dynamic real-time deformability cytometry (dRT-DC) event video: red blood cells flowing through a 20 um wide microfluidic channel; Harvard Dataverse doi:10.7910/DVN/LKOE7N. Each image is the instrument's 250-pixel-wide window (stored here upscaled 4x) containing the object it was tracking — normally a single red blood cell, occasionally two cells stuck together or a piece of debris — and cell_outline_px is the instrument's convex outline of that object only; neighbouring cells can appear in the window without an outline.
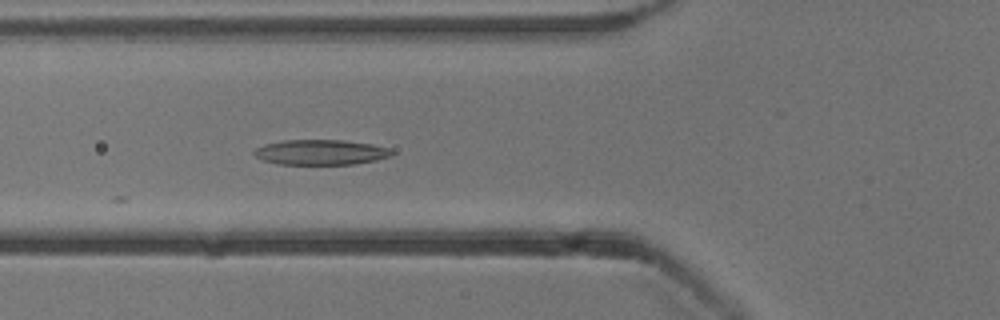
{"species": "common noctule bat (a hibernating species)", "species_latin": "Nyctalus noctula", "temperature_condition": "cold", "stored_images_in_passage": 17, "camera_frame_rate_fps": 3000, "um_per_image_px": 0.085, "animal": {"sex": "male", "body_mass_g": 13.3}, "frame": {"image": 1, "passage_image": 4, "time_ms": 1.0, "image_size_px": [1000, 320], "cell_outline_px": [[396, 152], [392, 156], [376, 160], [356, 164], [276, 164], [260, 160], [252, 152], [256, 148], [264, 144], [284, 140], [344, 140], [372, 144], [392, 148]], "centroid_in_image_um": [27.29, 12.94], "position_along_channel_um": 98.5, "area_um2": 20.52}}
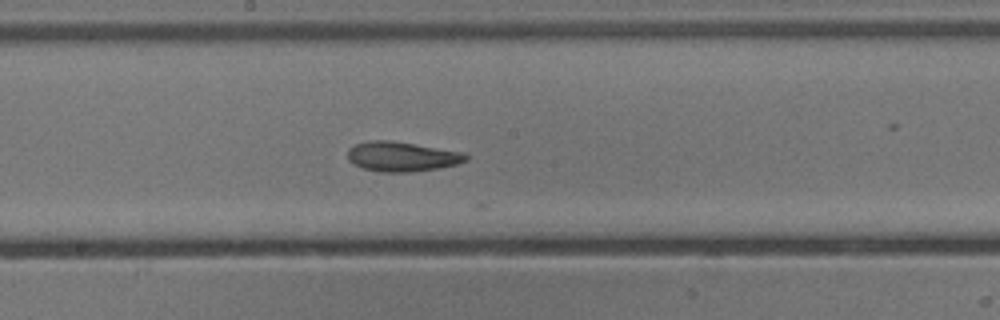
{"frame": {"image": 2, "passage_image": 13, "time_ms": 4.0, "image_size_px": [1000, 320], "cell_outline_px": [[468, 160], [456, 164], [440, 168], [408, 172], [380, 172], [364, 168], [348, 160], [348, 148], [356, 144], [372, 140], [388, 140], [464, 152], [468, 156]], "centroid_in_image_um": [34.17, 13.31], "position_along_channel_um": 214.0, "area_um2": 20.29}}
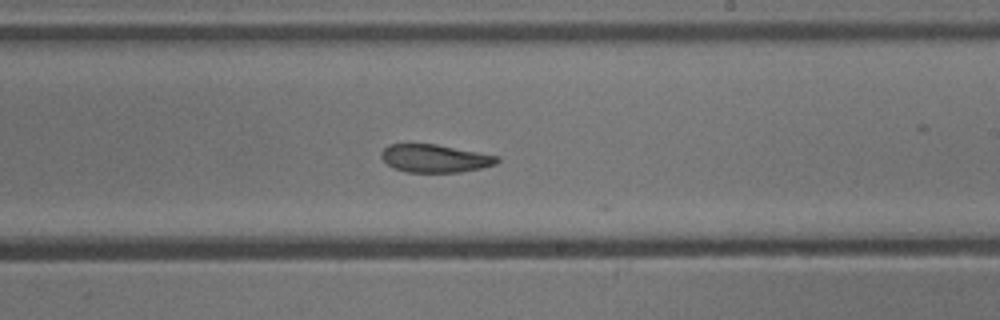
{"frame": {"image": 3, "passage_image": 16, "time_ms": 5.0, "image_size_px": [1000, 320], "cell_outline_px": [[500, 160], [496, 164], [480, 168], [460, 172], [408, 172], [392, 168], [380, 156], [380, 152], [388, 144], [436, 144], [500, 156]], "centroid_in_image_um": [36.97, 13.46], "position_along_channel_um": 252.0, "area_um2": 18.9}}